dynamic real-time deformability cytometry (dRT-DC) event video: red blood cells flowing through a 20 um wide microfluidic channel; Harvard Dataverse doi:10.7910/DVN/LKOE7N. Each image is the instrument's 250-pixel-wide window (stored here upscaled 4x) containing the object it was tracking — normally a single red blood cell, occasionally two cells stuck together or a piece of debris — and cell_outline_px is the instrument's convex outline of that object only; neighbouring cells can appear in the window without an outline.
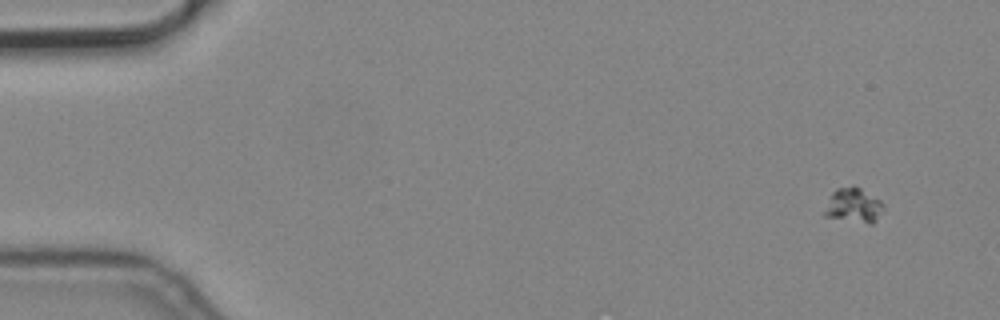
{"species": "common noctule bat (a hibernating species)", "species_latin": "Nyctalus noctula", "temperature_condition": "cold", "stored_images_in_passage": 5, "camera_frame_rate_fps": 3000, "um_per_image_px": 0.085, "animal": {"sex": "male", "body_mass_g": 19.2, "forearm_length_mm": 51.8}, "frame": {"image": 1, "passage_image": 1, "time_ms": 0.0, "image_size_px": [1000, 320], "cell_outline_px": [[884, 208], [872, 224], [868, 224], [824, 216], [824, 212], [832, 192], [836, 188], [852, 184], [860, 188], [880, 200], [884, 204]], "centroid_in_image_um": [72.55, 17.44], "position_along_channel_um": 12.4, "area_um2": 11.85}}
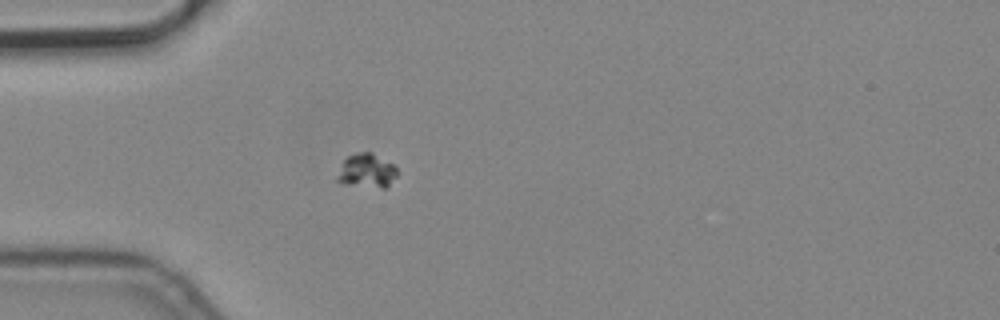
{"frame": {"image": 2, "passage_image": 4, "time_ms": 1.0, "image_size_px": [1000, 320], "cell_outline_px": [[396, 176], [388, 188], [380, 188], [348, 184], [336, 180], [336, 176], [344, 160], [348, 156], [356, 152], [372, 152], [392, 164], [396, 168]], "centroid_in_image_um": [31.17, 14.52], "position_along_channel_um": 53.8, "area_um2": 11.79}}